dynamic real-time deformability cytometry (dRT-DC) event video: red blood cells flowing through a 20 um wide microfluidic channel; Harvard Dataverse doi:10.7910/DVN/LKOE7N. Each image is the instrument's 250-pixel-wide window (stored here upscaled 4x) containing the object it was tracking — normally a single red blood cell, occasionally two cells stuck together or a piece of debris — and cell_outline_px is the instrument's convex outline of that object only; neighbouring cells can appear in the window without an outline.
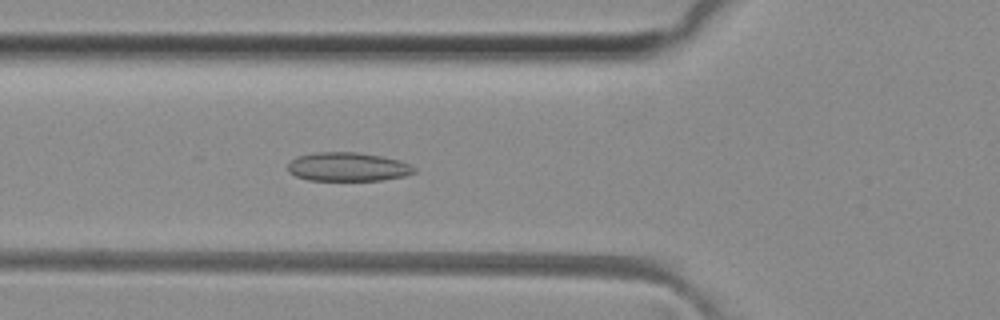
{"species": "common noctule bat (a hibernating species)", "species_latin": "Nyctalus noctula", "temperature_condition": "room temperature", "stored_images_in_passage": 40, "camera_frame_rate_fps": 3000, "um_per_image_px": 0.085, "animal": {"sex": "female", "body_mass_g": 29.2, "forearm_length_mm": 56.3}, "frame": {"image": 1, "passage_image": 15, "time_ms": 4.667, "image_size_px": [1000, 320], "cell_outline_px": [[416, 172], [404, 176], [380, 180], [308, 180], [296, 176], [288, 172], [288, 164], [296, 156], [316, 152], [356, 152], [380, 156], [400, 160], [416, 168]], "centroid_in_image_um": [29.55, 14.18], "position_along_channel_um": 96.3, "area_um2": 21.15}}
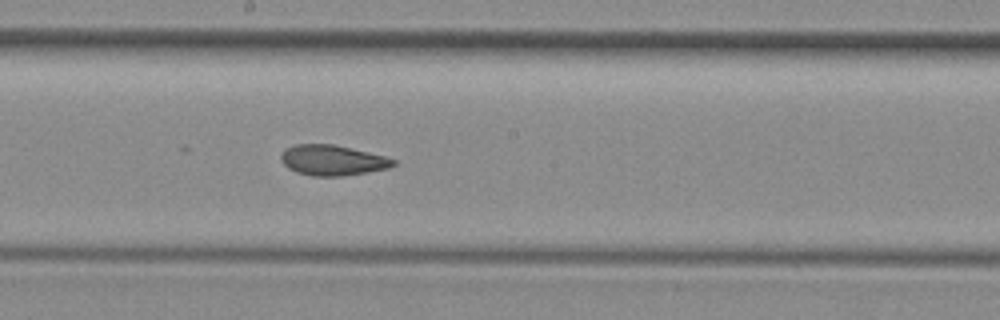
{"frame": {"image": 2, "passage_image": 24, "time_ms": 7.667, "image_size_px": [1000, 320], "cell_outline_px": [[396, 164], [388, 168], [368, 172], [340, 176], [312, 176], [296, 172], [288, 168], [280, 160], [280, 156], [284, 148], [296, 144], [332, 144], [368, 152], [384, 156], [396, 160]], "centroid_in_image_um": [28.23, 13.62], "position_along_channel_um": 220.0, "area_um2": 19.88}}
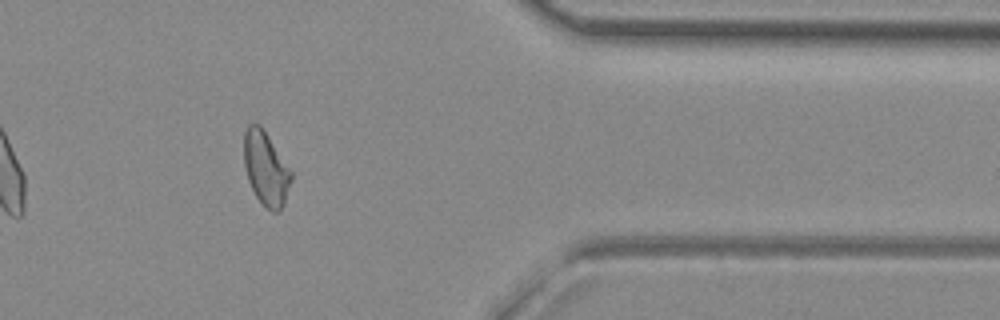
{"frame": {"image": 3, "passage_image": 38, "time_ms": 12.333, "image_size_px": [1000, 320], "cell_outline_px": [[292, 180], [284, 204], [276, 212], [272, 212], [256, 196], [248, 180], [244, 164], [244, 132], [248, 124], [260, 124], [292, 172]], "centroid_in_image_um": [22.59, 14.3], "position_along_channel_um": 388.8, "area_um2": 20.0}, "authors_computed_cell_mechanics": {"area_um2": 20.6924, "velocity_mm_per_s": 4.1144, "shape_relaxation_time_tau1_ms": null, "shape_relaxation_time_tau2_ms": 2.721, "deformation_change_tau1": null, "deformation_change_tau2": 0.0781}}